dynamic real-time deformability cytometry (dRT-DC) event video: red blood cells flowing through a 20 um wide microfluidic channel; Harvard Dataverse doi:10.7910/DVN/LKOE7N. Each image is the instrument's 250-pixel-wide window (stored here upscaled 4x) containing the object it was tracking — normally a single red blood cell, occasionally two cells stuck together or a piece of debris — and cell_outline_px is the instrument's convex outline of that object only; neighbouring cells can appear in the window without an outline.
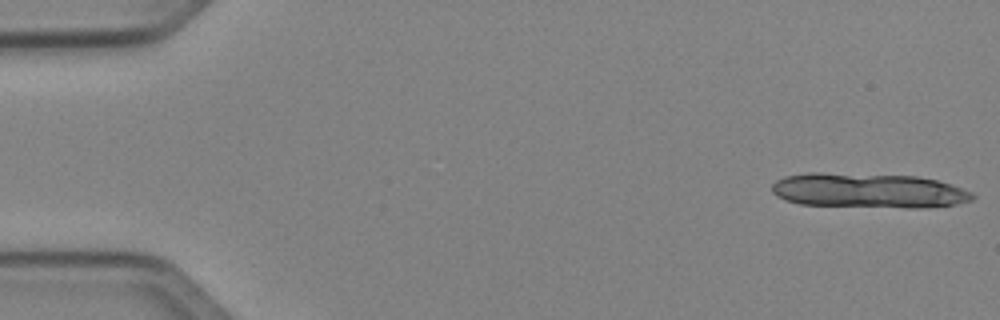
{"species": "Egyptian fruit bat (a non-hibernating species)", "species_latin": "Rousettus aegyptiacus", "temperature_condition": "cold", "stored_images_in_passage": 11, "camera_frame_rate_fps": 3000, "um_per_image_px": 0.085, "animal": {"sex": "female"}, "frame": {"image": 1, "passage_image": 1, "time_ms": 0.0, "image_size_px": [1000, 320], "cell_outline_px": [[972, 196], [968, 200], [952, 204], [800, 204], [788, 200], [772, 192], [772, 184], [776, 180], [788, 176], [912, 176], [936, 180], [960, 188], [968, 192]], "centroid_in_image_um": [73.74, 16.18], "position_along_channel_um": 11.3, "area_um2": 35.55}}